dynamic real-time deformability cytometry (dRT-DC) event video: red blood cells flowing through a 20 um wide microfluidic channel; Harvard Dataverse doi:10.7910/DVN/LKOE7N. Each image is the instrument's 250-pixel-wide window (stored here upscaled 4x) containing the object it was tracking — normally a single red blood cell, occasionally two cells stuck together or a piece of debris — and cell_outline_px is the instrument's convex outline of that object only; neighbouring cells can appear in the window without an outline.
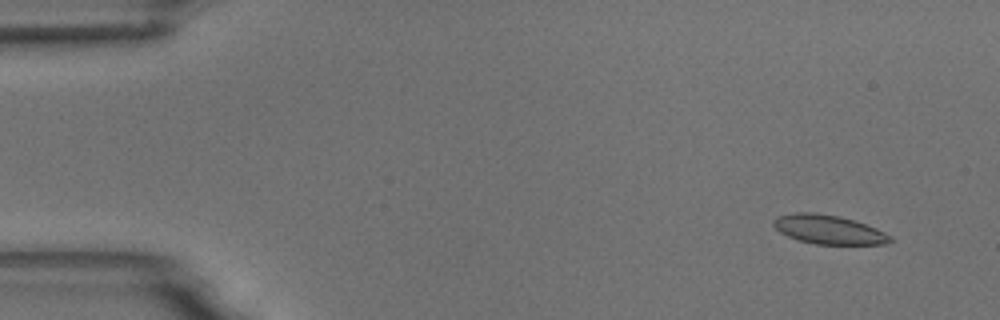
{"species": "common noctule bat (a hibernating species)", "species_latin": "Nyctalus noctula", "temperature_condition": "room temperature", "stored_images_in_passage": 8, "camera_frame_rate_fps": 3000, "um_per_image_px": 0.085, "animal": {"sex": "male", "body_mass_g": 18.8}, "frame": {"image": 1, "passage_image": 1, "time_ms": 0.0, "image_size_px": [1000, 320], "cell_outline_px": [[892, 240], [888, 244], [816, 244], [796, 240], [780, 232], [772, 224], [772, 220], [776, 216], [796, 212], [812, 212], [840, 216], [856, 220], [876, 228], [892, 236]], "centroid_in_image_um": [70.42, 19.5], "position_along_channel_um": 14.6, "area_um2": 19.94}}
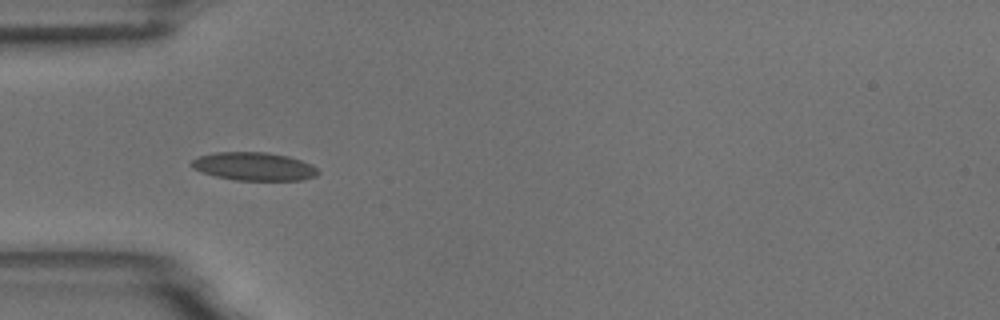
{"frame": {"image": 2, "passage_image": 5, "time_ms": 4.333, "image_size_px": [1000, 320], "cell_outline_px": [[320, 172], [316, 176], [300, 180], [236, 180], [216, 176], [192, 168], [188, 164], [192, 160], [200, 156], [216, 152], [268, 152], [288, 156], [312, 164]], "centroid_in_image_um": [21.59, 14.14], "position_along_channel_um": 63.4, "area_um2": 20.75}}